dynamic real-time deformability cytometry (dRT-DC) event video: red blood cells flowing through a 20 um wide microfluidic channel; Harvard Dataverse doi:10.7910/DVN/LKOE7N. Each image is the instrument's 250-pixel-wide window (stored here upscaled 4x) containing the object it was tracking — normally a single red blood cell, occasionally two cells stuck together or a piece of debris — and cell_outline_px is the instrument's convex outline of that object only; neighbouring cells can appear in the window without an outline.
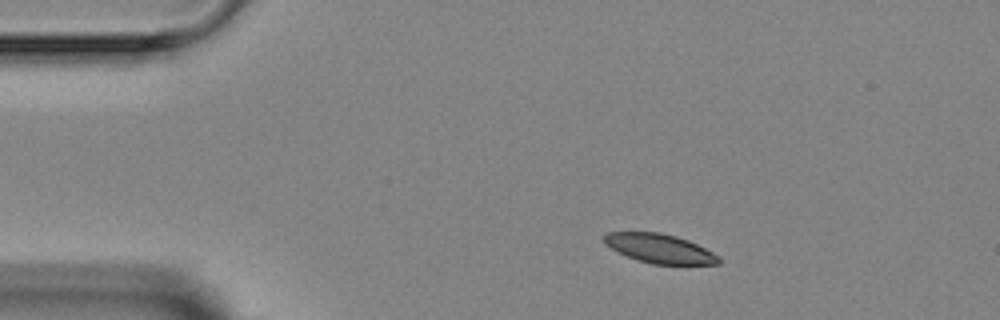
{"species": "Egyptian fruit bat (a non-hibernating species)", "species_latin": "Rousettus aegyptiacus", "temperature_condition": "room temperature", "stored_images_in_passage": 2, "camera_frame_rate_fps": 3000, "um_per_image_px": 0.085, "animal": {"sex": "female"}, "frame": {"image": 1, "passage_image": 1, "time_ms": 0.0, "image_size_px": [1000, 320], "cell_outline_px": [[720, 264], [652, 264], [636, 260], [604, 244], [604, 236], [608, 232], [660, 232], [676, 236], [688, 240], [720, 256]], "centroid_in_image_um": [56.08, 21.12], "position_along_channel_um": 28.9, "area_um2": 19.31}}